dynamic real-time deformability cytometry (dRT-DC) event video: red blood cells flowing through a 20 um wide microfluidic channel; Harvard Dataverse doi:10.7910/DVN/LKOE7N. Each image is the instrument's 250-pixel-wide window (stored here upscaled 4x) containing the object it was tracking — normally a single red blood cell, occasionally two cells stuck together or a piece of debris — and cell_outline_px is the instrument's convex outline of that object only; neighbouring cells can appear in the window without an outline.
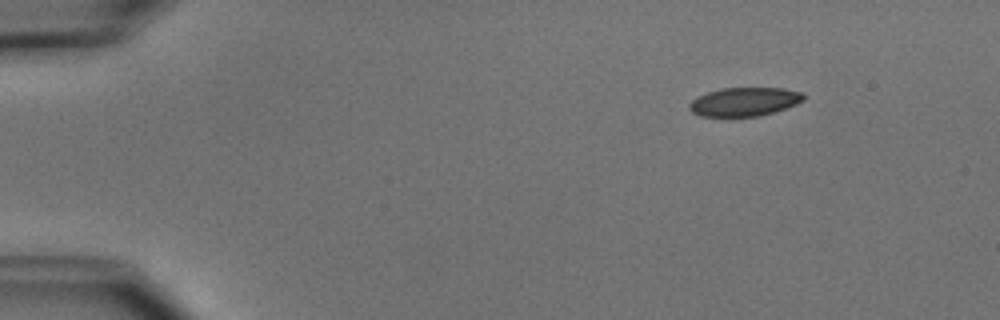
{"species": "common noctule bat (a hibernating species)", "species_latin": "Nyctalus noctula", "temperature_condition": "cold", "stored_images_in_passage": 5, "camera_frame_rate_fps": 3000, "um_per_image_px": 0.085, "animal": {"sex": "male", "body_mass_g": 15.6}, "frame": {"image": 1, "passage_image": 1, "time_ms": 0.0, "image_size_px": [1000, 320], "cell_outline_px": [[804, 100], [796, 104], [760, 116], [700, 116], [692, 112], [688, 108], [688, 104], [696, 96], [720, 88], [784, 88], [804, 92]], "centroid_in_image_um": [63.25, 8.64], "position_along_channel_um": 21.7, "area_um2": 19.13}}
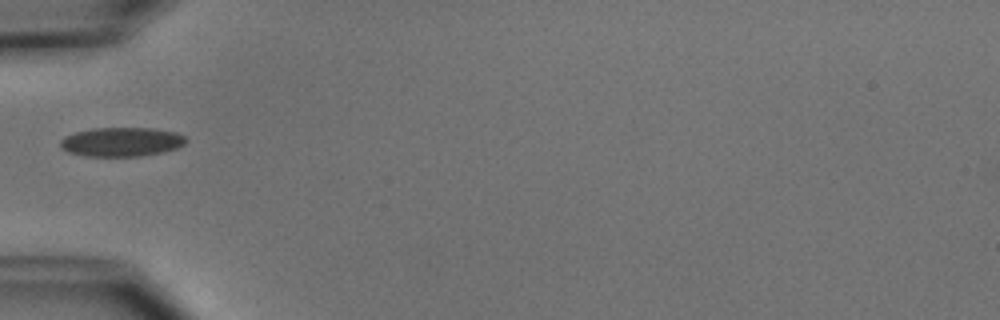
{"frame": {"image": 2, "passage_image": 4, "time_ms": 3.667, "image_size_px": [1000, 320], "cell_outline_px": [[188, 140], [184, 144], [176, 148], [164, 152], [140, 156], [84, 156], [68, 152], [60, 148], [60, 140], [64, 136], [76, 132], [92, 128], [152, 128], [176, 132], [184, 136]], "centroid_in_image_um": [10.31, 12.06], "position_along_channel_um": 74.7, "area_um2": 21.44}}